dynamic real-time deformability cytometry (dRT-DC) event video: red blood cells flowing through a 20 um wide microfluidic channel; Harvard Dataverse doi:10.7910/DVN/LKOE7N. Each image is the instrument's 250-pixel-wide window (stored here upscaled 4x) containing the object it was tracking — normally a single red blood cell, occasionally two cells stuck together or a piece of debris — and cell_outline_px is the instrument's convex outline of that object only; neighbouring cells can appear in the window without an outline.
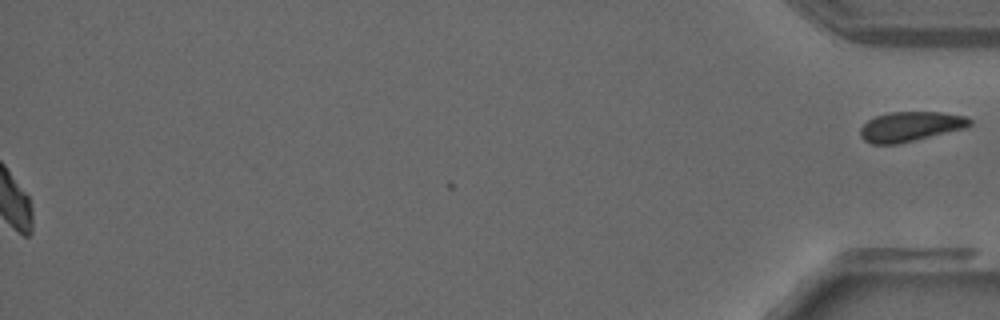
{"species": "common noctule bat (a hibernating species)", "species_latin": "Nyctalus noctula", "temperature_condition": "warm", "stored_images_in_passage": 35, "segment_of_instrument_passage": [2, 2], "camera_frame_rate_fps": 3000, "um_per_image_px": 0.085, "animal": {"sex": "male", "forearm_length_mm": 52.5}, "frame": {"image": 1, "passage_image": 35, "time_ms": 11.333, "image_size_px": [1000, 320], "cell_outline_px": [[972, 124], [968, 128], [896, 144], [872, 144], [864, 140], [860, 136], [860, 128], [868, 120], [876, 116], [888, 112], [940, 112], [968, 116], [972, 120]], "centroid_in_image_um": [77.42, 10.75], "position_along_channel_um": 357.8, "area_um2": 19.13}}